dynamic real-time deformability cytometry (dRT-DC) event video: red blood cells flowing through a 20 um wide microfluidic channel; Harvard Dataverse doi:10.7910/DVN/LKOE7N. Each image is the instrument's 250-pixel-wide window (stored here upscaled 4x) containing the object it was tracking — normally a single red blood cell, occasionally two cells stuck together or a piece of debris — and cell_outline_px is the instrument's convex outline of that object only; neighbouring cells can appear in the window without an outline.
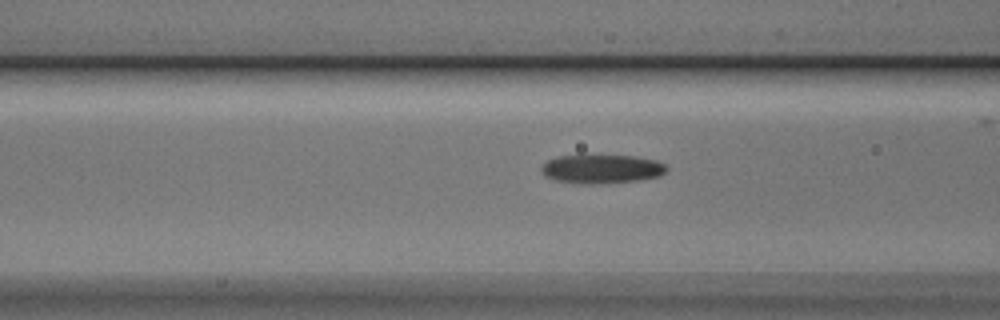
{"species": "Egyptian fruit bat (a non-hibernating species)", "species_latin": "Rousettus aegyptiacus", "temperature_condition": "cold", "stored_images_in_passage": 16, "camera_frame_rate_fps": 3000, "um_per_image_px": 0.085, "animal": {"sex": "male"}, "frame": {"image": 1, "passage_image": 14, "time_ms": 4.333, "image_size_px": [1000, 320], "cell_outline_px": [[668, 168], [660, 176], [640, 180], [600, 184], [580, 184], [556, 180], [544, 176], [540, 172], [540, 168], [548, 160], [560, 156], [632, 156], [656, 160], [664, 164]], "centroid_in_image_um": [51.13, 14.38], "position_along_channel_um": 115.5, "area_um2": 20.98}}